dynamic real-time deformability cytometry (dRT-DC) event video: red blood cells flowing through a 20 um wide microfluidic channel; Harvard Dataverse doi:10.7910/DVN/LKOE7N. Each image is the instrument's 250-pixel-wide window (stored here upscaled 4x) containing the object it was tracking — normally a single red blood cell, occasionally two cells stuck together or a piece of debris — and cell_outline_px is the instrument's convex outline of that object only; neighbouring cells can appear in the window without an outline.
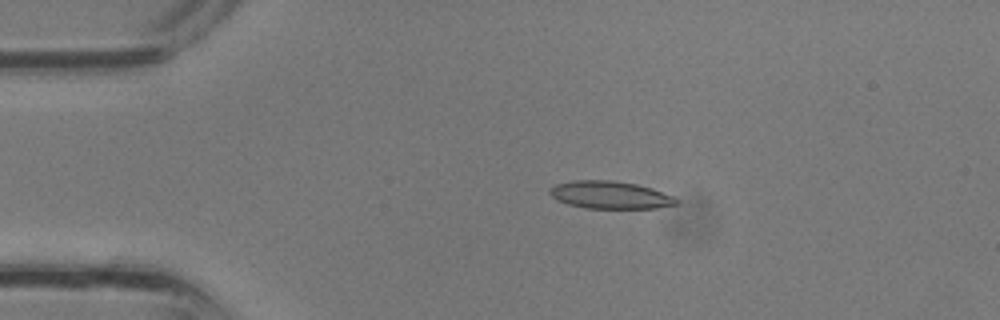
{"species": "common noctule bat (a hibernating species)", "species_latin": "Nyctalus noctula", "temperature_condition": "room temperature", "stored_images_in_passage": 33, "camera_frame_rate_fps": 3000, "um_per_image_px": 0.085, "animal": {"sex": "male", "body_mass_g": 13.3}, "frame": {"image": 1, "passage_image": 6, "time_ms": 1.667, "image_size_px": [1000, 320], "cell_outline_px": [[680, 204], [656, 208], [584, 208], [568, 204], [556, 200], [548, 192], [548, 188], [556, 184], [572, 180], [612, 180], [636, 184], [652, 188], [672, 196], [680, 200]], "centroid_in_image_um": [51.85, 16.57], "position_along_channel_um": 33.2, "area_um2": 20.52}}
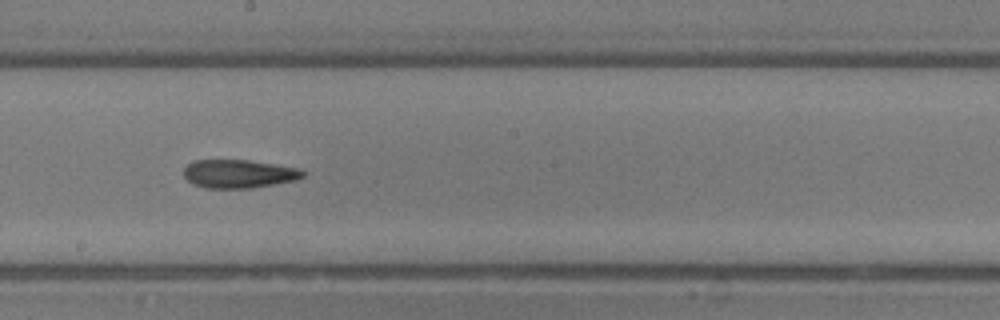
{"frame": {"image": 2, "passage_image": 18, "time_ms": 5.667, "image_size_px": [1000, 320], "cell_outline_px": [[308, 172], [304, 176], [296, 180], [252, 188], [208, 188], [192, 184], [184, 176], [184, 168], [192, 160], [248, 160], [300, 168]], "centroid_in_image_um": [20.32, 14.77], "position_along_channel_um": 227.9, "area_um2": 19.83}}
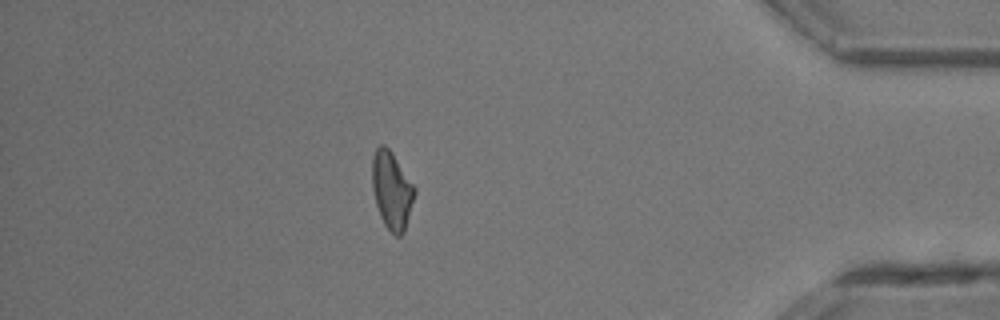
{"frame": {"image": 3, "passage_image": 29, "time_ms": 9.333, "image_size_px": [1000, 320], "cell_outline_px": [[416, 192], [404, 232], [400, 236], [396, 236], [384, 224], [380, 216], [376, 204], [372, 188], [372, 156], [376, 148], [380, 144], [384, 144], [392, 152], [416, 188]], "centroid_in_image_um": [33.3, 16.15], "position_along_channel_um": 401.9, "area_um2": 19.19}}